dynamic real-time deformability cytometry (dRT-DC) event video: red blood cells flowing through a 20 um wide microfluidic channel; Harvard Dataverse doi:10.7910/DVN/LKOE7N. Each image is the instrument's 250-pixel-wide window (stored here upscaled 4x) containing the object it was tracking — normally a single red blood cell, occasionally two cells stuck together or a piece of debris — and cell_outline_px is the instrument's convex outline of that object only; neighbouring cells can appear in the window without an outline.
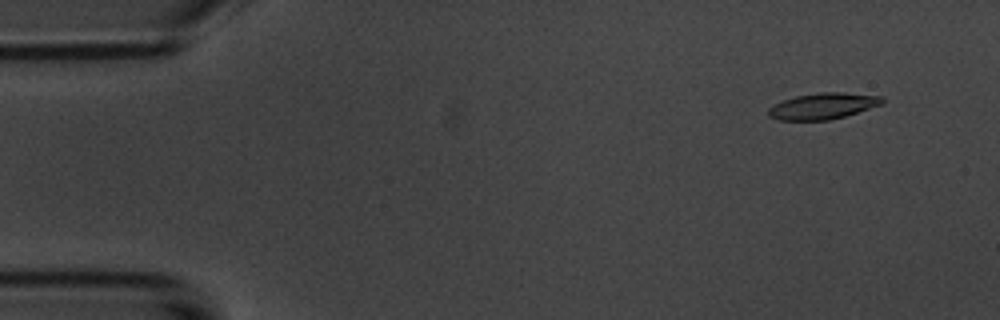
{"species": "common noctule bat (a hibernating species)", "species_latin": "Nyctalus noctula", "temperature_condition": "room temperature", "stored_images_in_passage": 4, "camera_frame_rate_fps": 3000, "um_per_image_px": 0.085, "animal": {"sex": "male", "body_mass_g": 20.1, "forearm_length_mm": 53.5}, "frame": {"image": 1, "passage_image": 1, "time_ms": 0.0, "image_size_px": [1000, 320], "cell_outline_px": [[884, 104], [844, 116], [828, 120], [776, 120], [768, 116], [768, 108], [784, 100], [796, 96], [820, 92], [844, 92], [884, 96]], "centroid_in_image_um": [69.98, 9.01], "position_along_channel_um": 15.0, "area_um2": 17.4}}
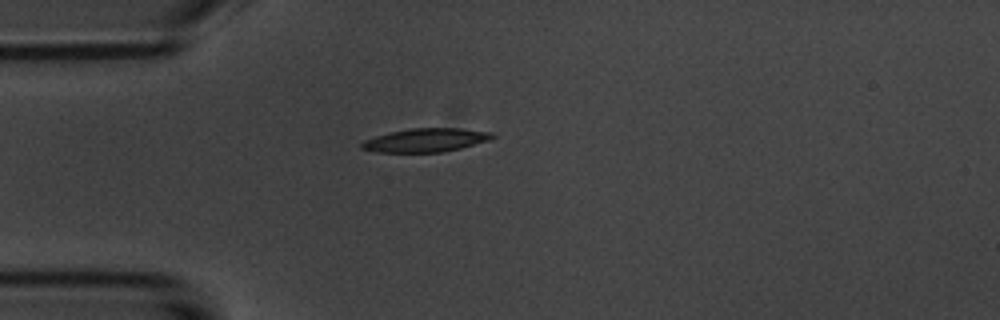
{"frame": {"image": 2, "passage_image": 4, "time_ms": 3.333, "image_size_px": [1000, 320], "cell_outline_px": [[496, 136], [488, 140], [460, 148], [444, 152], [376, 152], [360, 148], [360, 144], [364, 140], [376, 136], [392, 132], [412, 128], [460, 128], [492, 132]], "centroid_in_image_um": [36.18, 11.91], "position_along_channel_um": 48.8, "area_um2": 17.8}}